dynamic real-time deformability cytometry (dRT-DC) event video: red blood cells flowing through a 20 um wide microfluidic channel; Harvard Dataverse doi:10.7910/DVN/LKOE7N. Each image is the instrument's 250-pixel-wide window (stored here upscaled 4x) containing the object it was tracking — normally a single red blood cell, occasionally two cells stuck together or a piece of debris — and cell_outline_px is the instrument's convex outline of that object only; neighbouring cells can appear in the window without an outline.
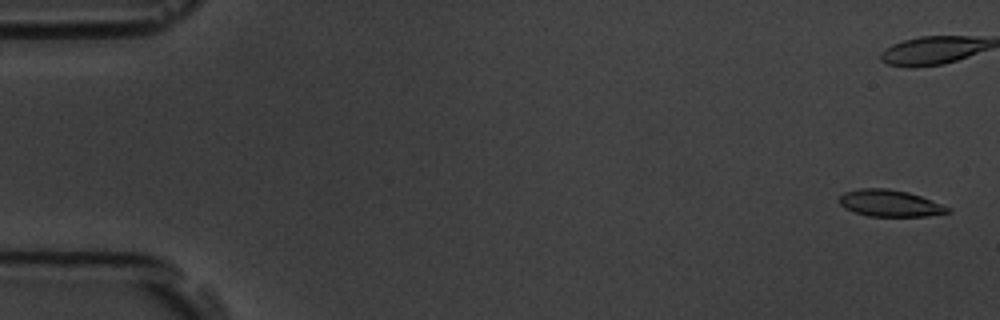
{"species": "common noctule bat (a hibernating species)", "species_latin": "Nyctalus noctula", "temperature_condition": "room temperature", "stored_images_in_passage": 7, "camera_frame_rate_fps": 3000, "um_per_image_px": 0.085, "animal": {"sex": "male", "body_mass_g": 19.5, "forearm_length_mm": 54.6}, "frame": {"image": 1, "passage_image": 1, "time_ms": 0.0, "image_size_px": [1000, 320], "cell_outline_px": [[952, 212], [928, 216], [868, 216], [844, 208], [836, 200], [844, 192], [860, 188], [888, 188], [908, 192], [920, 196], [952, 208]], "centroid_in_image_um": [75.63, 17.27], "position_along_channel_um": 9.4, "area_um2": 16.99}}
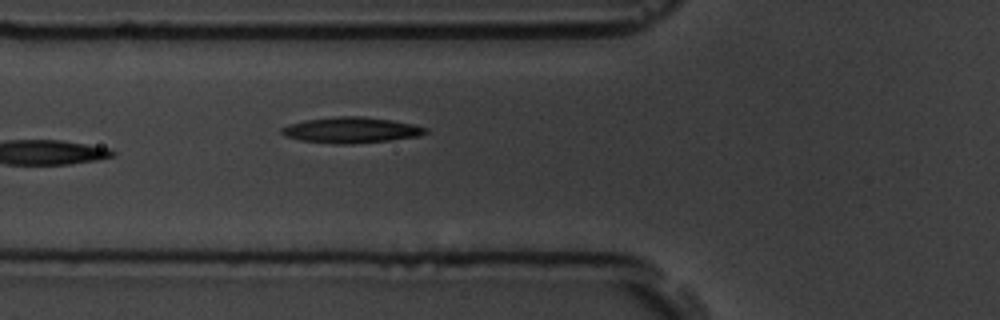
{"frame": {"image": 2, "passage_image": 7, "time_ms": 7.0, "image_size_px": [1000, 320], "cell_outline_px": [[428, 132], [416, 136], [392, 140], [352, 144], [336, 144], [300, 140], [284, 136], [280, 132], [280, 128], [288, 124], [304, 120], [340, 116], [360, 116], [392, 120], [412, 124], [428, 128]], "centroid_in_image_um": [29.81, 11.06], "position_along_channel_um": 96.0, "area_um2": 21.68}}